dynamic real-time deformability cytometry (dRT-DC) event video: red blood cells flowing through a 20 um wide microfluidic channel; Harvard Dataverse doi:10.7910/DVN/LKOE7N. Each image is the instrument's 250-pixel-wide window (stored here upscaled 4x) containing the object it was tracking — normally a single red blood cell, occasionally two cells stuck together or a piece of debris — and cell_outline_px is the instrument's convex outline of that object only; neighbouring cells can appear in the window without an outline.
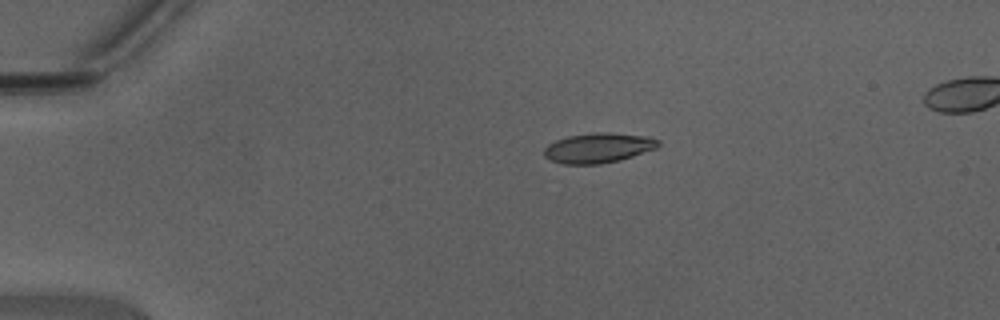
{"species": "Egyptian fruit bat (a non-hibernating species)", "species_latin": "Rousettus aegyptiacus", "temperature_condition": "warm", "stored_images_in_passage": 6, "camera_frame_rate_fps": 3000, "um_per_image_px": 0.085, "animal": {"sex": "male"}, "frame": {"image": 1, "passage_image": 1, "time_ms": 0.0, "image_size_px": [1000, 320], "cell_outline_px": [[660, 144], [656, 148], [620, 160], [600, 164], [564, 164], [552, 160], [544, 156], [544, 148], [548, 144], [556, 140], [568, 136], [592, 132], [608, 132], [644, 136], [660, 140]], "centroid_in_image_um": [50.84, 12.56], "position_along_channel_um": 34.2, "area_um2": 19.83}}